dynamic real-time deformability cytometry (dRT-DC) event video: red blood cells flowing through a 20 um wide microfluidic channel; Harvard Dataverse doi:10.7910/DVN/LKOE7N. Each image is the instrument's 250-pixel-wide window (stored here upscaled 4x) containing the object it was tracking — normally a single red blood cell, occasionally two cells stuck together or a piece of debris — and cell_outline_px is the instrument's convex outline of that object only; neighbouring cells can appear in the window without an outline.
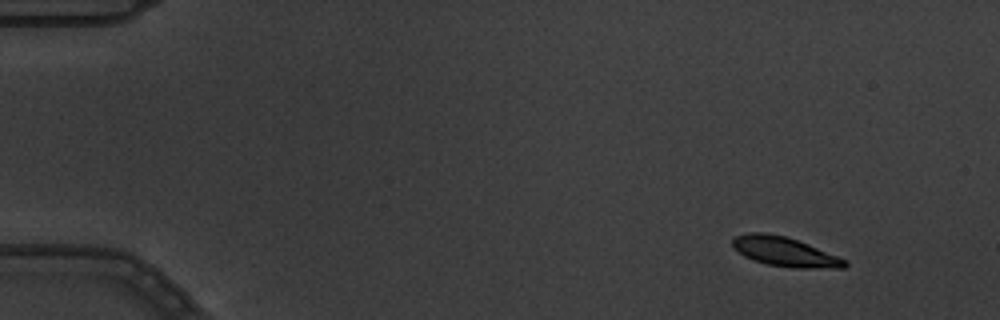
{"species": "common noctule bat (a hibernating species)", "species_latin": "Nyctalus noctula", "temperature_condition": "warm", "stored_images_in_passage": 7, "camera_frame_rate_fps": 3000, "um_per_image_px": 0.085, "animal": {"sex": "male", "body_mass_g": 19.5, "forearm_length_mm": 54.6}, "frame": {"image": 1, "passage_image": 1, "time_ms": 0.0, "image_size_px": [1000, 320], "cell_outline_px": [[848, 264], [844, 268], [792, 268], [768, 264], [752, 260], [744, 256], [732, 248], [732, 240], [736, 236], [748, 232], [768, 232], [784, 236], [808, 244], [848, 260]], "centroid_in_image_um": [66.69, 21.4], "position_along_channel_um": 18.3, "area_um2": 19.36}}
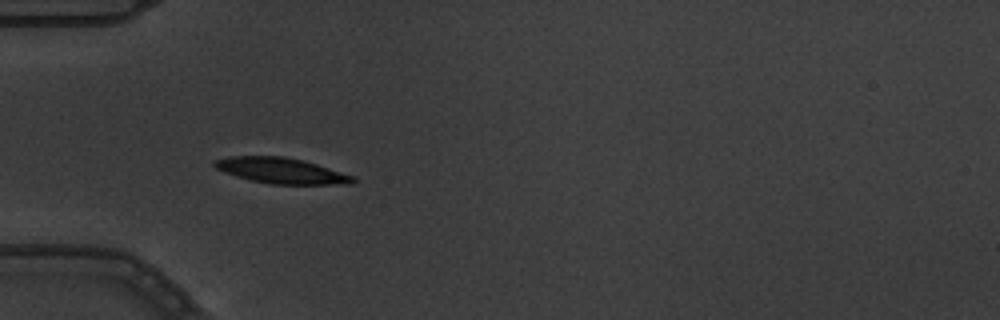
{"frame": {"image": 2, "passage_image": 5, "time_ms": 1.333, "image_size_px": [1000, 320], "cell_outline_px": [[356, 180], [352, 184], [272, 184], [252, 180], [236, 176], [224, 172], [216, 168], [212, 164], [212, 160], [228, 156], [284, 156], [304, 160], [356, 176]], "centroid_in_image_um": [23.92, 14.49], "position_along_channel_um": 61.1, "area_um2": 20.87}}